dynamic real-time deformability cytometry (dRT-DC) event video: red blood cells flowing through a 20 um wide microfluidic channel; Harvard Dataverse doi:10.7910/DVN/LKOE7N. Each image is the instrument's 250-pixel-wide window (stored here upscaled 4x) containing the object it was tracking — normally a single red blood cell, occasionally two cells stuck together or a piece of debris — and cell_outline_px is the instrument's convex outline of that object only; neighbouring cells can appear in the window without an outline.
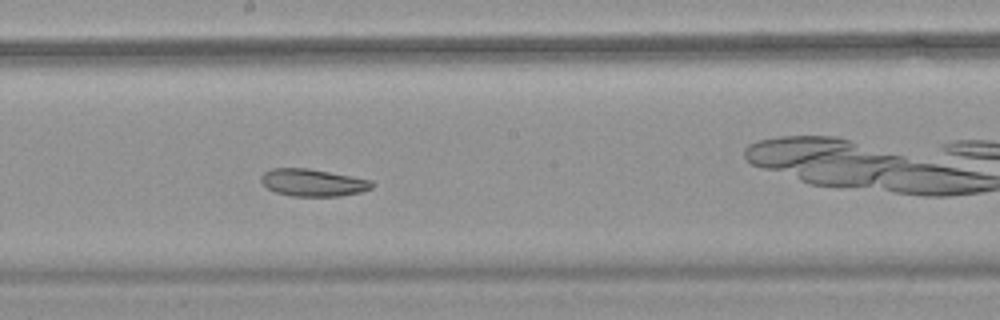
{"species": "common noctule bat (a hibernating species)", "species_latin": "Nyctalus noctula", "temperature_condition": "warm", "stored_images_in_passage": 35, "camera_frame_rate_fps": 3000, "um_per_image_px": 0.085, "animal": {"sex": "female", "body_mass_g": 18.4}, "frame": {"image": 1, "passage_image": 20, "time_ms": 6.333, "image_size_px": [1000, 320], "cell_outline_px": [[376, 184], [372, 188], [360, 192], [340, 196], [292, 196], [276, 192], [268, 188], [260, 180], [260, 176], [264, 172], [272, 168], [308, 168], [372, 180]], "centroid_in_image_um": [26.61, 15.52], "position_along_channel_um": 221.6, "area_um2": 17.63}, "authors_computed_cell_mechanics": {"area_um2": 18.496, "velocity_mm_per_s": 3.6752, "shape_relaxation_time_tau1_ms": null, "shape_relaxation_time_tau2_ms": 6.758, "deformation_change_tau1": null, "deformation_change_tau2": 0.1246}}